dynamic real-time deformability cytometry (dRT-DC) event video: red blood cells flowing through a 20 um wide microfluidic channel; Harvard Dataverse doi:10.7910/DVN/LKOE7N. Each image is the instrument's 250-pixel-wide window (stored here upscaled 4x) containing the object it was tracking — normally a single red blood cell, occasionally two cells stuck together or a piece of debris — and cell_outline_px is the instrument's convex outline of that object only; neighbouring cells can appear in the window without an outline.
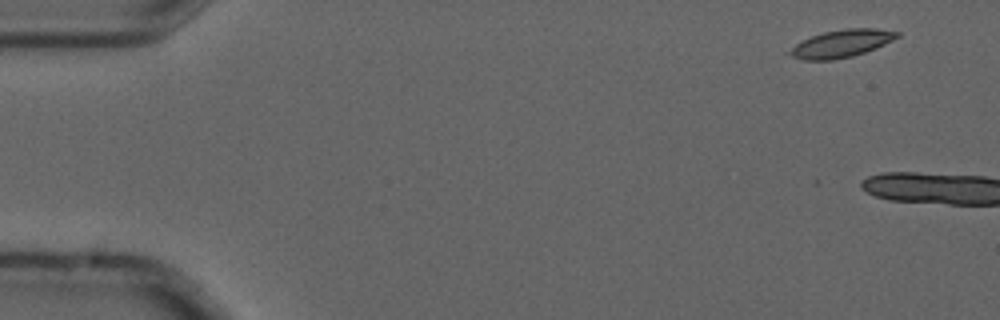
{"species": "common noctule bat (a hibernating species)", "species_latin": "Nyctalus noctula", "temperature_condition": "cold", "stored_images_in_passage": 2, "camera_frame_rate_fps": 3000, "um_per_image_px": 0.085, "animal": {"sex": "male", "forearm_length_mm": 52.5}, "frame": {"image": 1, "passage_image": 1, "time_ms": 0.0, "image_size_px": [1000, 320], "cell_outline_px": [[900, 36], [884, 44], [864, 52], [852, 56], [832, 60], [804, 60], [792, 56], [788, 52], [796, 44], [812, 36], [824, 32], [844, 28], [876, 28], [900, 32]], "centroid_in_image_um": [71.55, 3.69], "position_along_channel_um": 13.5, "area_um2": 16.99}}